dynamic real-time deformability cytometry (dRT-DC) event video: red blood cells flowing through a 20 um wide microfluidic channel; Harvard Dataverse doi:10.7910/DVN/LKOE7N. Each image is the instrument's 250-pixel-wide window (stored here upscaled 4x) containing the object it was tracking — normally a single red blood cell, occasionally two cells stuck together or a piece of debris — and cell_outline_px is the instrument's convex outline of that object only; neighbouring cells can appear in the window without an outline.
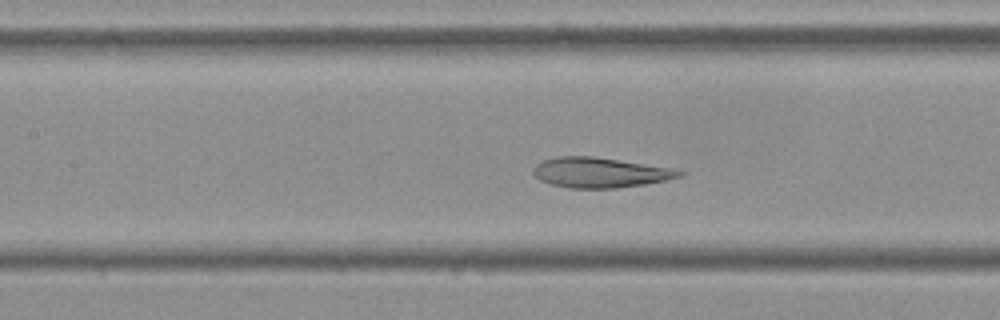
{"species": "Egyptian fruit bat (a non-hibernating species)", "species_latin": "Rousettus aegyptiacus", "temperature_condition": "cold", "stored_images_in_passage": 55, "camera_frame_rate_fps": 3000, "um_per_image_px": 0.085, "frame": {"image": 1, "passage_image": 24, "time_ms": 7.667, "image_size_px": [1000, 320], "cell_outline_px": [[684, 176], [644, 184], [616, 188], [568, 188], [552, 184], [540, 180], [532, 172], [532, 168], [536, 164], [544, 160], [556, 156], [592, 156], [672, 168], [684, 172]], "centroid_in_image_um": [50.97, 14.66], "position_along_channel_um": 156.4, "area_um2": 25.49}}
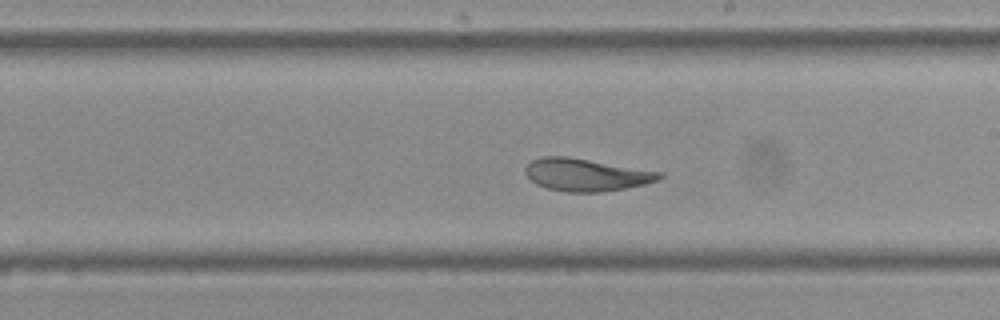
{"frame": {"image": 2, "passage_image": 31, "time_ms": 10.0, "image_size_px": [1000, 320], "cell_outline_px": [[664, 176], [656, 180], [644, 184], [624, 188], [600, 192], [564, 192], [548, 188], [536, 184], [524, 172], [524, 168], [532, 160], [544, 156], [568, 156], [664, 172]], "centroid_in_image_um": [49.82, 14.84], "position_along_channel_um": 239.2, "area_um2": 25.37}}
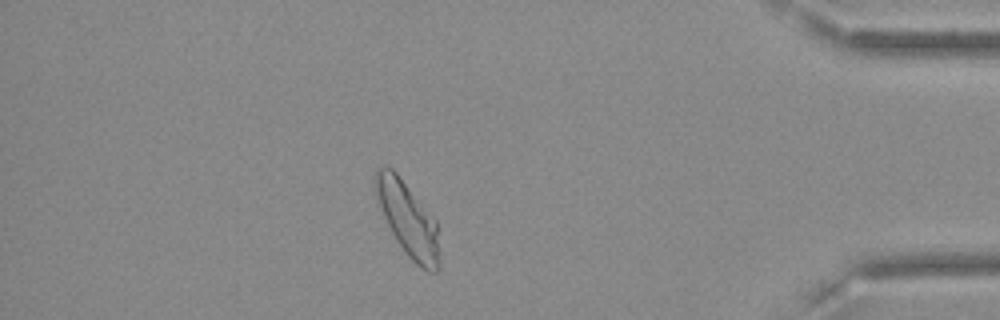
{"frame": {"image": 3, "passage_image": 48, "time_ms": 15.667, "image_size_px": [1000, 320], "cell_outline_px": [[436, 272], [428, 272], [420, 268], [404, 252], [396, 240], [380, 208], [372, 184], [372, 180], [376, 168], [392, 168], [396, 172], [436, 220]], "centroid_in_image_um": [34.58, 18.55], "position_along_channel_um": 400.6, "area_um2": 26.82}, "authors_computed_cell_mechanics": {"area_um2": 27.166, "velocity_mm_per_s": 3.5667, "shape_relaxation_time_tau1_ms": null, "shape_relaxation_time_tau2_ms": 1.6816, "deformation_change_tau1": null, "deformation_change_tau2": 0.0715}}